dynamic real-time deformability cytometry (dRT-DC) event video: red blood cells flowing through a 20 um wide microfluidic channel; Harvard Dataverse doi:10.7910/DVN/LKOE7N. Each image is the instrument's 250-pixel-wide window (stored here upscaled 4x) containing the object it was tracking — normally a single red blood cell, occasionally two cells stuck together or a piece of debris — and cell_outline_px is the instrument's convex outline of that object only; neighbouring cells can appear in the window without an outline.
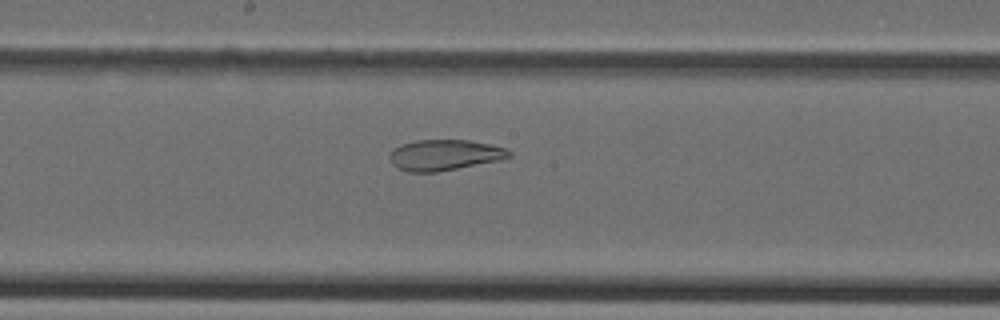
{"species": "Egyptian fruit bat (a non-hibernating species)", "species_latin": "Rousettus aegyptiacus", "temperature_condition": "cold", "stored_images_in_passage": 46, "camera_frame_rate_fps": 3000, "um_per_image_px": 0.085, "animal": {"sex": "female"}, "frame": {"image": 1, "passage_image": 25, "time_ms": 8.0, "image_size_px": [1000, 320], "cell_outline_px": [[512, 156], [500, 160], [436, 172], [408, 172], [396, 168], [392, 164], [388, 156], [396, 148], [404, 144], [416, 140], [468, 140], [508, 148], [512, 152]], "centroid_in_image_um": [37.8, 13.18], "position_along_channel_um": 210.4, "area_um2": 21.33}}
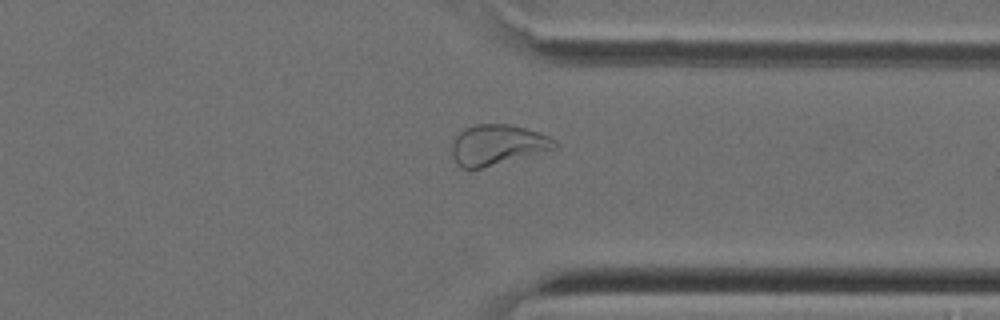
{"frame": {"image": 2, "passage_image": 36, "time_ms": 11.667, "image_size_px": [1000, 320], "cell_outline_px": [[556, 148], [480, 168], [460, 168], [456, 164], [452, 156], [452, 140], [464, 128], [476, 124], [508, 124], [524, 128], [548, 136], [556, 140]], "centroid_in_image_um": [42.22, 12.3], "position_along_channel_um": 369.2, "area_um2": 23.81}}
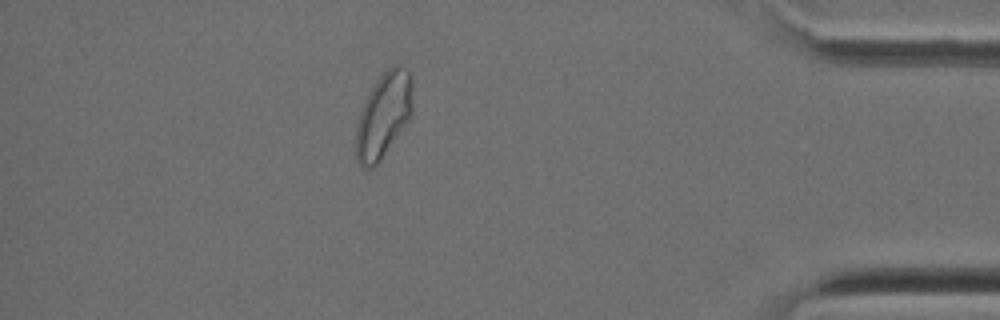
{"frame": {"image": 3, "passage_image": 41, "time_ms": 13.333, "image_size_px": [1000, 320], "cell_outline_px": [[412, 112], [408, 120], [380, 160], [372, 168], [364, 168], [356, 160], [356, 128], [360, 112], [364, 100], [376, 80], [392, 64], [400, 64], [408, 72], [412, 80]], "centroid_in_image_um": [32.59, 9.77], "position_along_channel_um": 402.6, "area_um2": 27.86}}